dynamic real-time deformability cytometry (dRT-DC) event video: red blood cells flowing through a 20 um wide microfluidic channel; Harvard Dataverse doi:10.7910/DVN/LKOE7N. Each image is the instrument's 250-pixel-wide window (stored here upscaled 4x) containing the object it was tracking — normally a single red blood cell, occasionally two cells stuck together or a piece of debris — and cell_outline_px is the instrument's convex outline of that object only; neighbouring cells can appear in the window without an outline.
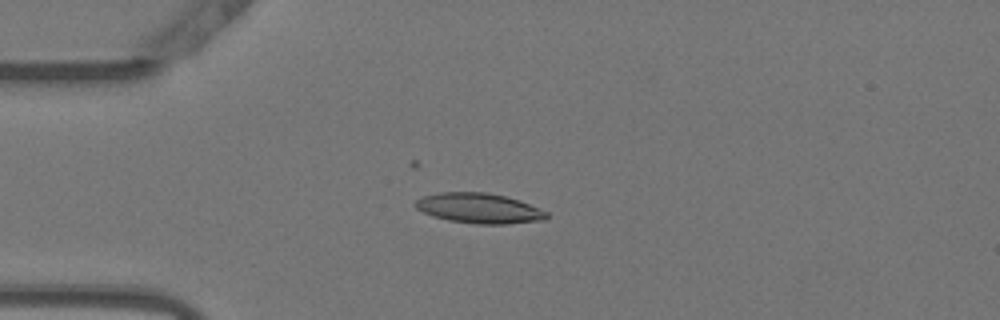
{"species": "Egyptian fruit bat (a non-hibernating species)", "species_latin": "Rousettus aegyptiacus", "temperature_condition": "warm", "stored_images_in_passage": 37, "camera_frame_rate_fps": 3000, "um_per_image_px": 0.085, "animal": {"sex": "female"}, "frame": {"image": 1, "passage_image": 6, "time_ms": 1.667, "image_size_px": [1000, 320], "cell_outline_px": [[548, 216], [544, 220], [508, 224], [476, 224], [448, 220], [432, 216], [416, 208], [416, 200], [424, 196], [440, 192], [488, 192], [520, 200], [548, 212]], "centroid_in_image_um": [40.75, 17.7], "position_along_channel_um": 44.3, "area_um2": 23.0}}
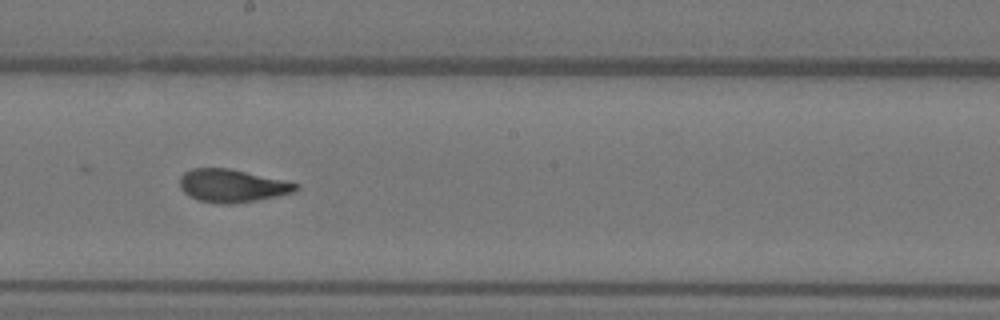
{"frame": {"image": 2, "passage_image": 22, "time_ms": 7.0, "image_size_px": [1000, 320], "cell_outline_px": [[300, 188], [296, 192], [256, 200], [228, 204], [220, 204], [196, 200], [188, 196], [180, 188], [180, 176], [184, 172], [192, 168], [228, 168], [284, 180], [300, 184]], "centroid_in_image_um": [19.72, 15.79], "position_along_channel_um": 228.5, "area_um2": 22.37}}
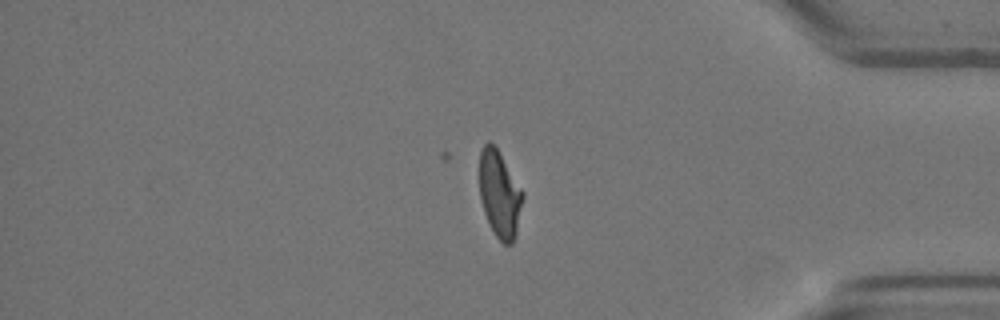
{"frame": {"image": 3, "passage_image": 37, "time_ms": 12.0, "image_size_px": [1000, 320], "cell_outline_px": [[524, 196], [516, 232], [512, 244], [504, 244], [496, 236], [484, 212], [480, 200], [480, 152], [484, 144], [488, 140], [496, 148], [524, 192]], "centroid_in_image_um": [42.47, 16.5], "position_along_channel_um": 392.7, "area_um2": 21.5}, "authors_computed_cell_mechanics": {"area_um2": 22.3686, "velocity_mm_per_s": 3.8127, "shape_relaxation_time_tau1_ms": 7.0146, "shape_relaxation_time_tau2_ms": 1.3705, "deformation_change_tau1": 0.2314, "deformation_change_tau2": 0.0874}}